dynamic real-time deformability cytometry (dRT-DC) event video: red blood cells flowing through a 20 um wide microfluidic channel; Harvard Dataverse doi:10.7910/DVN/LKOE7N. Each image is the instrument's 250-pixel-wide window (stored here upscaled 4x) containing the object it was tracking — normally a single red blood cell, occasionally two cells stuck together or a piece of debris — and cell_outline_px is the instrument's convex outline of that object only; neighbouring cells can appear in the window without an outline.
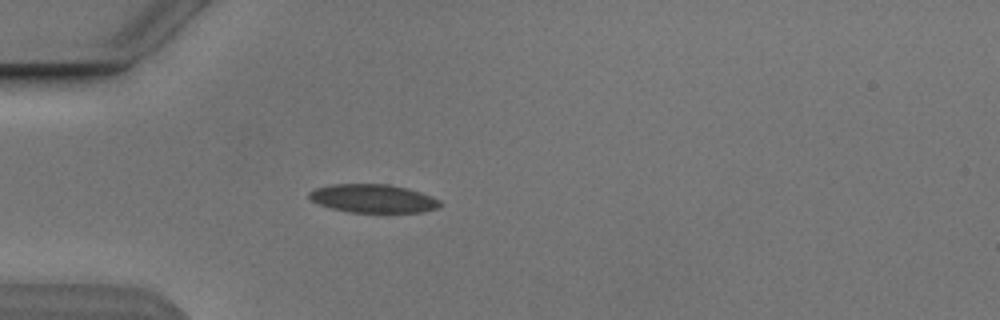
{"species": "Egyptian fruit bat (a non-hibernating species)", "species_latin": "Rousettus aegyptiacus", "temperature_condition": "cold", "stored_images_in_passage": 3, "camera_frame_rate_fps": 3000, "um_per_image_px": 0.085, "animal": {"sex": "male"}, "frame": {"image": 1, "passage_image": 3, "time_ms": 3.0, "image_size_px": [1000, 320], "cell_outline_px": [[444, 204], [436, 208], [424, 212], [348, 212], [332, 208], [320, 204], [312, 200], [308, 196], [308, 192], [316, 188], [332, 184], [388, 184], [408, 188], [432, 196], [440, 200]], "centroid_in_image_um": [31.75, 16.87], "position_along_channel_um": 53.3, "area_um2": 21.68}}